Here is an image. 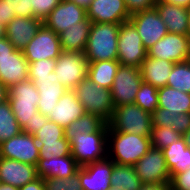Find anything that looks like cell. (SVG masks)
<instances>
[{
    "label": "cell",
    "instance_id": "cell-1",
    "mask_svg": "<svg viewBox=\"0 0 190 190\" xmlns=\"http://www.w3.org/2000/svg\"><path fill=\"white\" fill-rule=\"evenodd\" d=\"M8 100L22 132L34 135L49 120L38 111L39 92L31 80L12 85Z\"/></svg>",
    "mask_w": 190,
    "mask_h": 190
},
{
    "label": "cell",
    "instance_id": "cell-2",
    "mask_svg": "<svg viewBox=\"0 0 190 190\" xmlns=\"http://www.w3.org/2000/svg\"><path fill=\"white\" fill-rule=\"evenodd\" d=\"M107 144L110 154L108 158L115 163L131 166H134L152 147L150 136L114 131L109 125Z\"/></svg>",
    "mask_w": 190,
    "mask_h": 190
},
{
    "label": "cell",
    "instance_id": "cell-3",
    "mask_svg": "<svg viewBox=\"0 0 190 190\" xmlns=\"http://www.w3.org/2000/svg\"><path fill=\"white\" fill-rule=\"evenodd\" d=\"M120 24L91 23L84 54L88 62L118 60V32Z\"/></svg>",
    "mask_w": 190,
    "mask_h": 190
},
{
    "label": "cell",
    "instance_id": "cell-4",
    "mask_svg": "<svg viewBox=\"0 0 190 190\" xmlns=\"http://www.w3.org/2000/svg\"><path fill=\"white\" fill-rule=\"evenodd\" d=\"M108 123H104L96 132L79 133L70 141L71 155L82 167L108 157Z\"/></svg>",
    "mask_w": 190,
    "mask_h": 190
},
{
    "label": "cell",
    "instance_id": "cell-5",
    "mask_svg": "<svg viewBox=\"0 0 190 190\" xmlns=\"http://www.w3.org/2000/svg\"><path fill=\"white\" fill-rule=\"evenodd\" d=\"M73 91L83 105L85 113L98 115L106 123L111 120L115 107L110 89H104L86 77Z\"/></svg>",
    "mask_w": 190,
    "mask_h": 190
},
{
    "label": "cell",
    "instance_id": "cell-6",
    "mask_svg": "<svg viewBox=\"0 0 190 190\" xmlns=\"http://www.w3.org/2000/svg\"><path fill=\"white\" fill-rule=\"evenodd\" d=\"M108 125L114 130L139 136H151L152 114L135 103L117 106Z\"/></svg>",
    "mask_w": 190,
    "mask_h": 190
},
{
    "label": "cell",
    "instance_id": "cell-7",
    "mask_svg": "<svg viewBox=\"0 0 190 190\" xmlns=\"http://www.w3.org/2000/svg\"><path fill=\"white\" fill-rule=\"evenodd\" d=\"M118 61L121 65L140 68L147 50L134 24L128 20L120 24L118 32Z\"/></svg>",
    "mask_w": 190,
    "mask_h": 190
},
{
    "label": "cell",
    "instance_id": "cell-8",
    "mask_svg": "<svg viewBox=\"0 0 190 190\" xmlns=\"http://www.w3.org/2000/svg\"><path fill=\"white\" fill-rule=\"evenodd\" d=\"M56 77L68 90H73L87 77L88 60L82 52L62 51L56 59Z\"/></svg>",
    "mask_w": 190,
    "mask_h": 190
},
{
    "label": "cell",
    "instance_id": "cell-9",
    "mask_svg": "<svg viewBox=\"0 0 190 190\" xmlns=\"http://www.w3.org/2000/svg\"><path fill=\"white\" fill-rule=\"evenodd\" d=\"M39 145V159H50L71 155L70 142L64 137V128L48 120L40 130L34 134Z\"/></svg>",
    "mask_w": 190,
    "mask_h": 190
},
{
    "label": "cell",
    "instance_id": "cell-10",
    "mask_svg": "<svg viewBox=\"0 0 190 190\" xmlns=\"http://www.w3.org/2000/svg\"><path fill=\"white\" fill-rule=\"evenodd\" d=\"M142 82L140 68L120 64L110 89L114 107L134 103Z\"/></svg>",
    "mask_w": 190,
    "mask_h": 190
},
{
    "label": "cell",
    "instance_id": "cell-11",
    "mask_svg": "<svg viewBox=\"0 0 190 190\" xmlns=\"http://www.w3.org/2000/svg\"><path fill=\"white\" fill-rule=\"evenodd\" d=\"M22 52L28 63L57 59L62 53L59 35L43 24Z\"/></svg>",
    "mask_w": 190,
    "mask_h": 190
},
{
    "label": "cell",
    "instance_id": "cell-12",
    "mask_svg": "<svg viewBox=\"0 0 190 190\" xmlns=\"http://www.w3.org/2000/svg\"><path fill=\"white\" fill-rule=\"evenodd\" d=\"M147 56L173 63L190 60V39L187 35L167 33L147 51Z\"/></svg>",
    "mask_w": 190,
    "mask_h": 190
},
{
    "label": "cell",
    "instance_id": "cell-13",
    "mask_svg": "<svg viewBox=\"0 0 190 190\" xmlns=\"http://www.w3.org/2000/svg\"><path fill=\"white\" fill-rule=\"evenodd\" d=\"M134 169L143 183H170V171L161 149L151 147Z\"/></svg>",
    "mask_w": 190,
    "mask_h": 190
},
{
    "label": "cell",
    "instance_id": "cell-14",
    "mask_svg": "<svg viewBox=\"0 0 190 190\" xmlns=\"http://www.w3.org/2000/svg\"><path fill=\"white\" fill-rule=\"evenodd\" d=\"M0 157L36 166L40 157L39 145L34 135L21 132L0 144Z\"/></svg>",
    "mask_w": 190,
    "mask_h": 190
},
{
    "label": "cell",
    "instance_id": "cell-15",
    "mask_svg": "<svg viewBox=\"0 0 190 190\" xmlns=\"http://www.w3.org/2000/svg\"><path fill=\"white\" fill-rule=\"evenodd\" d=\"M129 20L136 27L147 51L168 33L166 24L155 8L133 13Z\"/></svg>",
    "mask_w": 190,
    "mask_h": 190
},
{
    "label": "cell",
    "instance_id": "cell-16",
    "mask_svg": "<svg viewBox=\"0 0 190 190\" xmlns=\"http://www.w3.org/2000/svg\"><path fill=\"white\" fill-rule=\"evenodd\" d=\"M87 17L86 8L73 0H61L43 21V24L59 35L64 30L83 21Z\"/></svg>",
    "mask_w": 190,
    "mask_h": 190
},
{
    "label": "cell",
    "instance_id": "cell-17",
    "mask_svg": "<svg viewBox=\"0 0 190 190\" xmlns=\"http://www.w3.org/2000/svg\"><path fill=\"white\" fill-rule=\"evenodd\" d=\"M86 12L92 23L121 24L131 16L124 0H91Z\"/></svg>",
    "mask_w": 190,
    "mask_h": 190
},
{
    "label": "cell",
    "instance_id": "cell-18",
    "mask_svg": "<svg viewBox=\"0 0 190 190\" xmlns=\"http://www.w3.org/2000/svg\"><path fill=\"white\" fill-rule=\"evenodd\" d=\"M113 161L106 158L79 168V179L83 190H107L111 186Z\"/></svg>",
    "mask_w": 190,
    "mask_h": 190
},
{
    "label": "cell",
    "instance_id": "cell-19",
    "mask_svg": "<svg viewBox=\"0 0 190 190\" xmlns=\"http://www.w3.org/2000/svg\"><path fill=\"white\" fill-rule=\"evenodd\" d=\"M42 25L40 19L16 16L5 27L6 38L16 50L22 51Z\"/></svg>",
    "mask_w": 190,
    "mask_h": 190
},
{
    "label": "cell",
    "instance_id": "cell-20",
    "mask_svg": "<svg viewBox=\"0 0 190 190\" xmlns=\"http://www.w3.org/2000/svg\"><path fill=\"white\" fill-rule=\"evenodd\" d=\"M37 177L35 165L0 157L1 183L20 188Z\"/></svg>",
    "mask_w": 190,
    "mask_h": 190
},
{
    "label": "cell",
    "instance_id": "cell-21",
    "mask_svg": "<svg viewBox=\"0 0 190 190\" xmlns=\"http://www.w3.org/2000/svg\"><path fill=\"white\" fill-rule=\"evenodd\" d=\"M29 63L20 50L0 60V83L9 89L16 83L28 80Z\"/></svg>",
    "mask_w": 190,
    "mask_h": 190
},
{
    "label": "cell",
    "instance_id": "cell-22",
    "mask_svg": "<svg viewBox=\"0 0 190 190\" xmlns=\"http://www.w3.org/2000/svg\"><path fill=\"white\" fill-rule=\"evenodd\" d=\"M85 113L73 90H67L47 116L50 121L66 128Z\"/></svg>",
    "mask_w": 190,
    "mask_h": 190
},
{
    "label": "cell",
    "instance_id": "cell-23",
    "mask_svg": "<svg viewBox=\"0 0 190 190\" xmlns=\"http://www.w3.org/2000/svg\"><path fill=\"white\" fill-rule=\"evenodd\" d=\"M80 166L72 155L38 159L36 173L41 178H67L77 173Z\"/></svg>",
    "mask_w": 190,
    "mask_h": 190
},
{
    "label": "cell",
    "instance_id": "cell-24",
    "mask_svg": "<svg viewBox=\"0 0 190 190\" xmlns=\"http://www.w3.org/2000/svg\"><path fill=\"white\" fill-rule=\"evenodd\" d=\"M173 66V62L147 56L140 66L143 82L157 89L167 86Z\"/></svg>",
    "mask_w": 190,
    "mask_h": 190
},
{
    "label": "cell",
    "instance_id": "cell-25",
    "mask_svg": "<svg viewBox=\"0 0 190 190\" xmlns=\"http://www.w3.org/2000/svg\"><path fill=\"white\" fill-rule=\"evenodd\" d=\"M154 8L166 24L168 33L186 35L188 8L163 1H157Z\"/></svg>",
    "mask_w": 190,
    "mask_h": 190
},
{
    "label": "cell",
    "instance_id": "cell-26",
    "mask_svg": "<svg viewBox=\"0 0 190 190\" xmlns=\"http://www.w3.org/2000/svg\"><path fill=\"white\" fill-rule=\"evenodd\" d=\"M91 21L86 17L59 34L62 51L82 52L86 48Z\"/></svg>",
    "mask_w": 190,
    "mask_h": 190
},
{
    "label": "cell",
    "instance_id": "cell-27",
    "mask_svg": "<svg viewBox=\"0 0 190 190\" xmlns=\"http://www.w3.org/2000/svg\"><path fill=\"white\" fill-rule=\"evenodd\" d=\"M39 92L38 111L48 116L62 95L68 90L58 80L32 81Z\"/></svg>",
    "mask_w": 190,
    "mask_h": 190
},
{
    "label": "cell",
    "instance_id": "cell-28",
    "mask_svg": "<svg viewBox=\"0 0 190 190\" xmlns=\"http://www.w3.org/2000/svg\"><path fill=\"white\" fill-rule=\"evenodd\" d=\"M163 154L171 177L190 169V148L186 145L183 137L164 148Z\"/></svg>",
    "mask_w": 190,
    "mask_h": 190
},
{
    "label": "cell",
    "instance_id": "cell-29",
    "mask_svg": "<svg viewBox=\"0 0 190 190\" xmlns=\"http://www.w3.org/2000/svg\"><path fill=\"white\" fill-rule=\"evenodd\" d=\"M158 107L168 109L175 115L190 113V93L165 86L158 89Z\"/></svg>",
    "mask_w": 190,
    "mask_h": 190
},
{
    "label": "cell",
    "instance_id": "cell-30",
    "mask_svg": "<svg viewBox=\"0 0 190 190\" xmlns=\"http://www.w3.org/2000/svg\"><path fill=\"white\" fill-rule=\"evenodd\" d=\"M120 63L118 60L88 62L87 77L104 89H111Z\"/></svg>",
    "mask_w": 190,
    "mask_h": 190
},
{
    "label": "cell",
    "instance_id": "cell-31",
    "mask_svg": "<svg viewBox=\"0 0 190 190\" xmlns=\"http://www.w3.org/2000/svg\"><path fill=\"white\" fill-rule=\"evenodd\" d=\"M111 185L121 190H139L144 184L136 174L134 166L113 162Z\"/></svg>",
    "mask_w": 190,
    "mask_h": 190
},
{
    "label": "cell",
    "instance_id": "cell-32",
    "mask_svg": "<svg viewBox=\"0 0 190 190\" xmlns=\"http://www.w3.org/2000/svg\"><path fill=\"white\" fill-rule=\"evenodd\" d=\"M105 123L98 115L84 113L64 128V137L70 142L79 133L96 132Z\"/></svg>",
    "mask_w": 190,
    "mask_h": 190
},
{
    "label": "cell",
    "instance_id": "cell-33",
    "mask_svg": "<svg viewBox=\"0 0 190 190\" xmlns=\"http://www.w3.org/2000/svg\"><path fill=\"white\" fill-rule=\"evenodd\" d=\"M22 128L18 124L9 100L0 103V144L20 134Z\"/></svg>",
    "mask_w": 190,
    "mask_h": 190
},
{
    "label": "cell",
    "instance_id": "cell-34",
    "mask_svg": "<svg viewBox=\"0 0 190 190\" xmlns=\"http://www.w3.org/2000/svg\"><path fill=\"white\" fill-rule=\"evenodd\" d=\"M167 86L190 93V60L174 63Z\"/></svg>",
    "mask_w": 190,
    "mask_h": 190
},
{
    "label": "cell",
    "instance_id": "cell-35",
    "mask_svg": "<svg viewBox=\"0 0 190 190\" xmlns=\"http://www.w3.org/2000/svg\"><path fill=\"white\" fill-rule=\"evenodd\" d=\"M56 59H42L29 63L28 80L46 81L58 80L54 72Z\"/></svg>",
    "mask_w": 190,
    "mask_h": 190
},
{
    "label": "cell",
    "instance_id": "cell-36",
    "mask_svg": "<svg viewBox=\"0 0 190 190\" xmlns=\"http://www.w3.org/2000/svg\"><path fill=\"white\" fill-rule=\"evenodd\" d=\"M134 103L144 111L152 114L158 107V89L151 84L142 82L136 93Z\"/></svg>",
    "mask_w": 190,
    "mask_h": 190
},
{
    "label": "cell",
    "instance_id": "cell-37",
    "mask_svg": "<svg viewBox=\"0 0 190 190\" xmlns=\"http://www.w3.org/2000/svg\"><path fill=\"white\" fill-rule=\"evenodd\" d=\"M151 146L163 150L174 141L182 138V135L171 127H155L151 130Z\"/></svg>",
    "mask_w": 190,
    "mask_h": 190
},
{
    "label": "cell",
    "instance_id": "cell-38",
    "mask_svg": "<svg viewBox=\"0 0 190 190\" xmlns=\"http://www.w3.org/2000/svg\"><path fill=\"white\" fill-rule=\"evenodd\" d=\"M46 190H83L80 179L79 169L71 177L67 178H43Z\"/></svg>",
    "mask_w": 190,
    "mask_h": 190
},
{
    "label": "cell",
    "instance_id": "cell-39",
    "mask_svg": "<svg viewBox=\"0 0 190 190\" xmlns=\"http://www.w3.org/2000/svg\"><path fill=\"white\" fill-rule=\"evenodd\" d=\"M32 17L44 21L61 0H31Z\"/></svg>",
    "mask_w": 190,
    "mask_h": 190
},
{
    "label": "cell",
    "instance_id": "cell-40",
    "mask_svg": "<svg viewBox=\"0 0 190 190\" xmlns=\"http://www.w3.org/2000/svg\"><path fill=\"white\" fill-rule=\"evenodd\" d=\"M175 121L174 112L157 107L152 113V126L171 127Z\"/></svg>",
    "mask_w": 190,
    "mask_h": 190
},
{
    "label": "cell",
    "instance_id": "cell-41",
    "mask_svg": "<svg viewBox=\"0 0 190 190\" xmlns=\"http://www.w3.org/2000/svg\"><path fill=\"white\" fill-rule=\"evenodd\" d=\"M11 12L20 17H32L31 0H5Z\"/></svg>",
    "mask_w": 190,
    "mask_h": 190
},
{
    "label": "cell",
    "instance_id": "cell-42",
    "mask_svg": "<svg viewBox=\"0 0 190 190\" xmlns=\"http://www.w3.org/2000/svg\"><path fill=\"white\" fill-rule=\"evenodd\" d=\"M169 184L171 190H190V169L173 175Z\"/></svg>",
    "mask_w": 190,
    "mask_h": 190
},
{
    "label": "cell",
    "instance_id": "cell-43",
    "mask_svg": "<svg viewBox=\"0 0 190 190\" xmlns=\"http://www.w3.org/2000/svg\"><path fill=\"white\" fill-rule=\"evenodd\" d=\"M127 11L133 14L139 11L153 9L157 0H124Z\"/></svg>",
    "mask_w": 190,
    "mask_h": 190
},
{
    "label": "cell",
    "instance_id": "cell-44",
    "mask_svg": "<svg viewBox=\"0 0 190 190\" xmlns=\"http://www.w3.org/2000/svg\"><path fill=\"white\" fill-rule=\"evenodd\" d=\"M171 128L181 135L185 134L190 129V113L175 115V121Z\"/></svg>",
    "mask_w": 190,
    "mask_h": 190
},
{
    "label": "cell",
    "instance_id": "cell-45",
    "mask_svg": "<svg viewBox=\"0 0 190 190\" xmlns=\"http://www.w3.org/2000/svg\"><path fill=\"white\" fill-rule=\"evenodd\" d=\"M16 15L11 12L5 0H0V20L6 26Z\"/></svg>",
    "mask_w": 190,
    "mask_h": 190
},
{
    "label": "cell",
    "instance_id": "cell-46",
    "mask_svg": "<svg viewBox=\"0 0 190 190\" xmlns=\"http://www.w3.org/2000/svg\"><path fill=\"white\" fill-rule=\"evenodd\" d=\"M16 49L6 37L0 38V60L10 56Z\"/></svg>",
    "mask_w": 190,
    "mask_h": 190
},
{
    "label": "cell",
    "instance_id": "cell-47",
    "mask_svg": "<svg viewBox=\"0 0 190 190\" xmlns=\"http://www.w3.org/2000/svg\"><path fill=\"white\" fill-rule=\"evenodd\" d=\"M18 190H46L45 184H44V179L41 177H37L33 181L18 188Z\"/></svg>",
    "mask_w": 190,
    "mask_h": 190
},
{
    "label": "cell",
    "instance_id": "cell-48",
    "mask_svg": "<svg viewBox=\"0 0 190 190\" xmlns=\"http://www.w3.org/2000/svg\"><path fill=\"white\" fill-rule=\"evenodd\" d=\"M139 190H171L169 183H144Z\"/></svg>",
    "mask_w": 190,
    "mask_h": 190
},
{
    "label": "cell",
    "instance_id": "cell-49",
    "mask_svg": "<svg viewBox=\"0 0 190 190\" xmlns=\"http://www.w3.org/2000/svg\"><path fill=\"white\" fill-rule=\"evenodd\" d=\"M157 1H163L169 4H174L178 6H183L186 8L190 7V0H157Z\"/></svg>",
    "mask_w": 190,
    "mask_h": 190
},
{
    "label": "cell",
    "instance_id": "cell-50",
    "mask_svg": "<svg viewBox=\"0 0 190 190\" xmlns=\"http://www.w3.org/2000/svg\"><path fill=\"white\" fill-rule=\"evenodd\" d=\"M8 99V89L0 83V103Z\"/></svg>",
    "mask_w": 190,
    "mask_h": 190
},
{
    "label": "cell",
    "instance_id": "cell-51",
    "mask_svg": "<svg viewBox=\"0 0 190 190\" xmlns=\"http://www.w3.org/2000/svg\"><path fill=\"white\" fill-rule=\"evenodd\" d=\"M0 190H18V188L14 187L13 185L1 183L0 184Z\"/></svg>",
    "mask_w": 190,
    "mask_h": 190
},
{
    "label": "cell",
    "instance_id": "cell-52",
    "mask_svg": "<svg viewBox=\"0 0 190 190\" xmlns=\"http://www.w3.org/2000/svg\"><path fill=\"white\" fill-rule=\"evenodd\" d=\"M73 1L77 3L78 5H81L85 8H87L91 3V0H73Z\"/></svg>",
    "mask_w": 190,
    "mask_h": 190
},
{
    "label": "cell",
    "instance_id": "cell-53",
    "mask_svg": "<svg viewBox=\"0 0 190 190\" xmlns=\"http://www.w3.org/2000/svg\"><path fill=\"white\" fill-rule=\"evenodd\" d=\"M185 140L186 145L190 148V129L182 135Z\"/></svg>",
    "mask_w": 190,
    "mask_h": 190
},
{
    "label": "cell",
    "instance_id": "cell-54",
    "mask_svg": "<svg viewBox=\"0 0 190 190\" xmlns=\"http://www.w3.org/2000/svg\"><path fill=\"white\" fill-rule=\"evenodd\" d=\"M186 35L190 39V7L188 8V17H187V33Z\"/></svg>",
    "mask_w": 190,
    "mask_h": 190
},
{
    "label": "cell",
    "instance_id": "cell-55",
    "mask_svg": "<svg viewBox=\"0 0 190 190\" xmlns=\"http://www.w3.org/2000/svg\"><path fill=\"white\" fill-rule=\"evenodd\" d=\"M5 25L0 20V38L6 37Z\"/></svg>",
    "mask_w": 190,
    "mask_h": 190
},
{
    "label": "cell",
    "instance_id": "cell-56",
    "mask_svg": "<svg viewBox=\"0 0 190 190\" xmlns=\"http://www.w3.org/2000/svg\"><path fill=\"white\" fill-rule=\"evenodd\" d=\"M107 190H121L120 188H118V187H115V186H110V188L109 189H107Z\"/></svg>",
    "mask_w": 190,
    "mask_h": 190
}]
</instances>
